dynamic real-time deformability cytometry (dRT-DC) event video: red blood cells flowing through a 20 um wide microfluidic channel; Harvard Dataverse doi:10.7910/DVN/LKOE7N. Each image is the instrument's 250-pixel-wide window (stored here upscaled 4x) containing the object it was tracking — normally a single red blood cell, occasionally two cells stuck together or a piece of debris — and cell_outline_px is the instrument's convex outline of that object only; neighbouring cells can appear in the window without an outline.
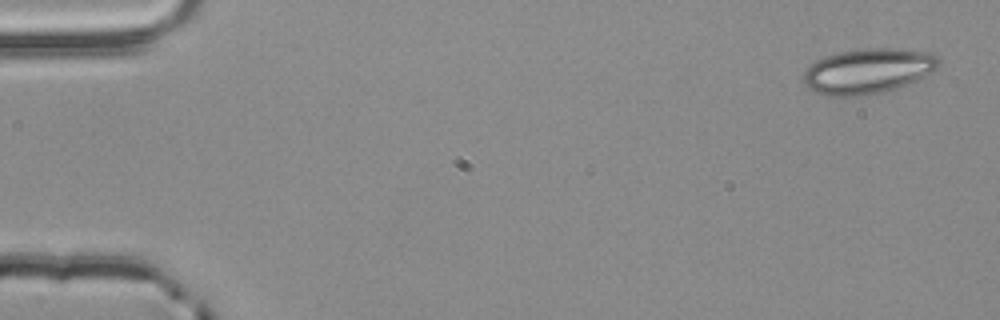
{"species": "common noctule bat (a hibernating species)", "species_latin": "Nyctalus noctula", "temperature_condition": "room temperature", "stored_images_in_passage": 4, "camera_frame_rate_fps": 3000, "um_per_image_px": 0.085, "animal": {"sex": "male", "body_mass_g": 20.4}, "frame": {"image": 1, "passage_image": 1, "time_ms": 0.0, "image_size_px": [1000, 320], "cell_outline_px": [[940, 64], [932, 72], [916, 80], [896, 88], [864, 96], [828, 96], [812, 92], [804, 84], [804, 72], [816, 60], [824, 56], [840, 52], [864, 48], [896, 48], [932, 52], [940, 60]], "centroid_in_image_um": [73.77, 6.03], "position_along_channel_um": 11.2, "area_um2": 35.72}}